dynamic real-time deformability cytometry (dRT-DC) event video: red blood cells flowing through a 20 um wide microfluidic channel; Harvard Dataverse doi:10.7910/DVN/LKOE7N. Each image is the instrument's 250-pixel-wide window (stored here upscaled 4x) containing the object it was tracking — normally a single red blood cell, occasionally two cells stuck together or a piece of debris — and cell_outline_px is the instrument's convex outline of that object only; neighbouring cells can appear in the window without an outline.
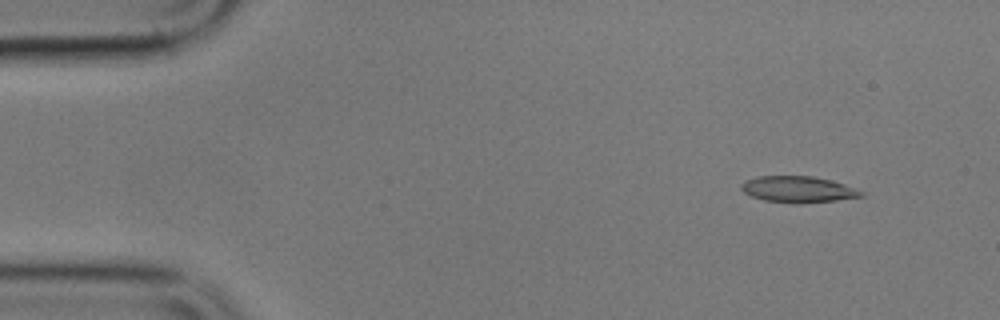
{"species": "common noctule bat (a hibernating species)", "species_latin": "Nyctalus noctula", "temperature_condition": "cold", "stored_images_in_passage": 5, "camera_frame_rate_fps": 3000, "um_per_image_px": 0.085, "animal": {"sex": "male", "body_mass_g": 17.9}, "frame": {"image": 1, "passage_image": 2, "time_ms": 1.333, "image_size_px": [1000, 320], "cell_outline_px": [[864, 196], [836, 200], [800, 204], [796, 204], [764, 200], [752, 196], [744, 192], [740, 188], [740, 184], [744, 180], [760, 176], [812, 176], [832, 180], [844, 184], [864, 192]], "centroid_in_image_um": [67.82, 16.1], "position_along_channel_um": 17.2, "area_um2": 18.44}}
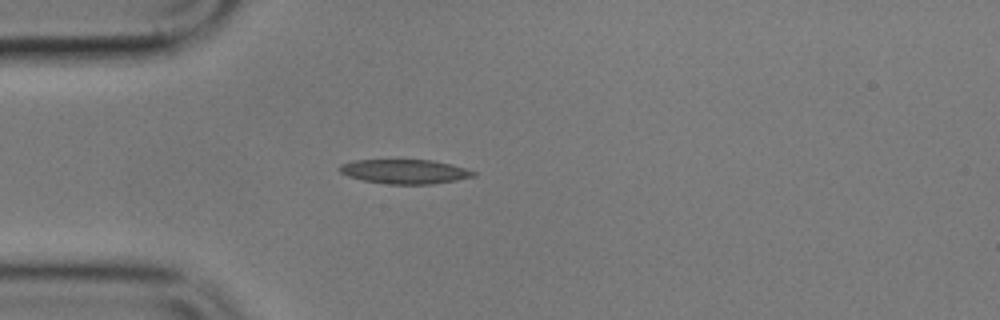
{"frame": {"image": 2, "passage_image": 5, "time_ms": 4.667, "image_size_px": [1000, 320], "cell_outline_px": [[476, 176], [456, 180], [432, 184], [388, 184], [364, 180], [348, 176], [340, 172], [336, 168], [340, 164], [352, 160], [432, 160], [452, 164], [476, 172]], "centroid_in_image_um": [34.38, 14.57], "position_along_channel_um": 50.6, "area_um2": 19.02}}